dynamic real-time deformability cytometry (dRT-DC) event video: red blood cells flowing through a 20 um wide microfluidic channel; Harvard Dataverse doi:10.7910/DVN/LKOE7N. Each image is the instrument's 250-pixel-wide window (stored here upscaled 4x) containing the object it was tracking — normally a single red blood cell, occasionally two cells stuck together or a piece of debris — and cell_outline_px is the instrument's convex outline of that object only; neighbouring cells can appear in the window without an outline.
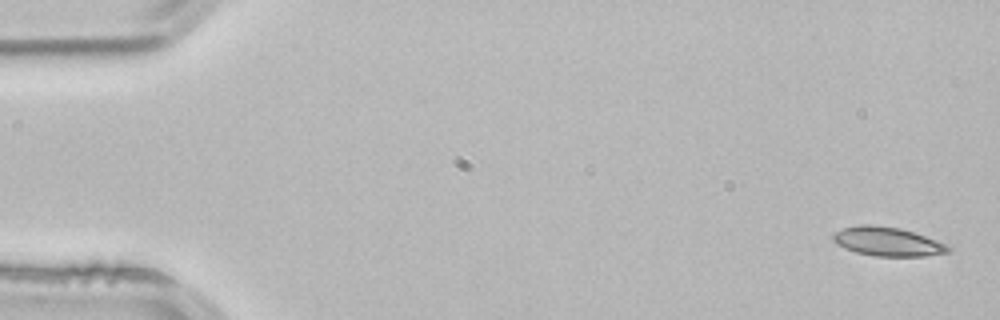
{"species": "common noctule bat (a hibernating species)", "species_latin": "Nyctalus noctula", "temperature_condition": "room temperature", "stored_images_in_passage": 4, "camera_frame_rate_fps": 3000, "um_per_image_px": 0.085, "animal": {"sex": "male", "body_mass_g": 21.5, "forearm_length_mm": 52.0}, "frame": {"image": 1, "passage_image": 1, "time_ms": 0.0, "image_size_px": [1000, 320], "cell_outline_px": [[952, 248], [948, 252], [924, 256], [876, 256], [856, 252], [844, 248], [836, 244], [832, 240], [832, 236], [836, 232], [844, 228], [856, 224], [872, 224], [900, 228], [936, 240]], "centroid_in_image_um": [75.39, 20.53], "position_along_channel_um": 9.6, "area_um2": 19.31}}
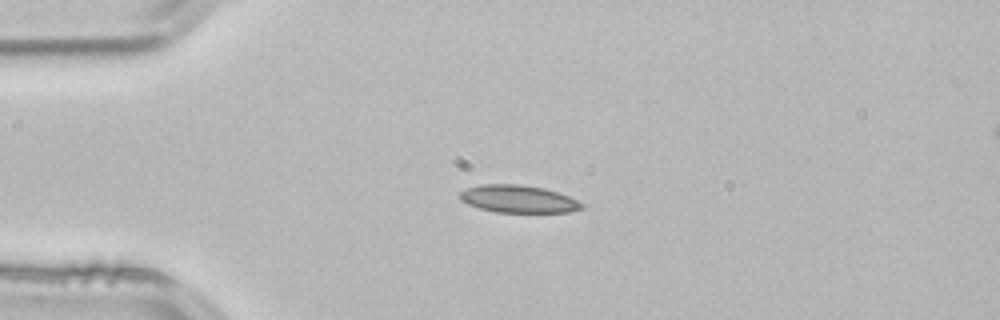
{"frame": {"image": 2, "passage_image": 3, "time_ms": 0.667, "image_size_px": [1000, 320], "cell_outline_px": [[584, 208], [568, 212], [496, 212], [480, 208], [468, 204], [460, 200], [460, 192], [468, 188], [480, 184], [520, 184], [544, 188], [568, 196], [584, 204]], "centroid_in_image_um": [44.05, 16.91], "position_along_channel_um": 40.9, "area_um2": 19.42}}